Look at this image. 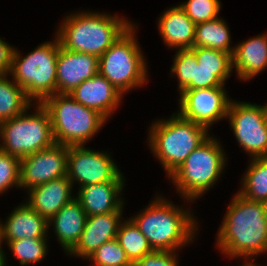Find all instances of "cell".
Instances as JSON below:
<instances>
[{"label":"cell","mask_w":267,"mask_h":266,"mask_svg":"<svg viewBox=\"0 0 267 266\" xmlns=\"http://www.w3.org/2000/svg\"><path fill=\"white\" fill-rule=\"evenodd\" d=\"M11 188L20 189V158L0 150V196Z\"/></svg>","instance_id":"1f68e13d"},{"label":"cell","mask_w":267,"mask_h":266,"mask_svg":"<svg viewBox=\"0 0 267 266\" xmlns=\"http://www.w3.org/2000/svg\"><path fill=\"white\" fill-rule=\"evenodd\" d=\"M107 149L100 151L81 146H68L67 177L79 187L108 181H126L125 173L119 169L116 161Z\"/></svg>","instance_id":"8fae6325"},{"label":"cell","mask_w":267,"mask_h":266,"mask_svg":"<svg viewBox=\"0 0 267 266\" xmlns=\"http://www.w3.org/2000/svg\"><path fill=\"white\" fill-rule=\"evenodd\" d=\"M99 58L69 51L61 46L57 55V93L70 94L83 81L98 73Z\"/></svg>","instance_id":"2e32d148"},{"label":"cell","mask_w":267,"mask_h":266,"mask_svg":"<svg viewBox=\"0 0 267 266\" xmlns=\"http://www.w3.org/2000/svg\"><path fill=\"white\" fill-rule=\"evenodd\" d=\"M248 162L237 193L248 200L267 203V157L250 158Z\"/></svg>","instance_id":"cb8c5ba5"},{"label":"cell","mask_w":267,"mask_h":266,"mask_svg":"<svg viewBox=\"0 0 267 266\" xmlns=\"http://www.w3.org/2000/svg\"><path fill=\"white\" fill-rule=\"evenodd\" d=\"M68 146L55 143L20 159V190L67 176Z\"/></svg>","instance_id":"4fadbf2b"},{"label":"cell","mask_w":267,"mask_h":266,"mask_svg":"<svg viewBox=\"0 0 267 266\" xmlns=\"http://www.w3.org/2000/svg\"><path fill=\"white\" fill-rule=\"evenodd\" d=\"M23 55L17 47L12 55L9 75L34 103L57 93V55L60 43L56 35ZM23 55V56H22Z\"/></svg>","instance_id":"52a82bcc"},{"label":"cell","mask_w":267,"mask_h":266,"mask_svg":"<svg viewBox=\"0 0 267 266\" xmlns=\"http://www.w3.org/2000/svg\"><path fill=\"white\" fill-rule=\"evenodd\" d=\"M74 186L68 177L51 180L30 188L24 193L27 203L47 220L53 217L65 204L75 198Z\"/></svg>","instance_id":"d6986e66"},{"label":"cell","mask_w":267,"mask_h":266,"mask_svg":"<svg viewBox=\"0 0 267 266\" xmlns=\"http://www.w3.org/2000/svg\"><path fill=\"white\" fill-rule=\"evenodd\" d=\"M55 143L49 113L41 103L0 123V150L20 159Z\"/></svg>","instance_id":"9c48e42d"},{"label":"cell","mask_w":267,"mask_h":266,"mask_svg":"<svg viewBox=\"0 0 267 266\" xmlns=\"http://www.w3.org/2000/svg\"><path fill=\"white\" fill-rule=\"evenodd\" d=\"M86 261L90 266H132L116 238L101 245Z\"/></svg>","instance_id":"f546056e"},{"label":"cell","mask_w":267,"mask_h":266,"mask_svg":"<svg viewBox=\"0 0 267 266\" xmlns=\"http://www.w3.org/2000/svg\"><path fill=\"white\" fill-rule=\"evenodd\" d=\"M162 194L156 192L148 205L130 218L154 251L179 252L197 240L201 226L190 206L193 202L182 199L184 206H179Z\"/></svg>","instance_id":"7a4b0ae2"},{"label":"cell","mask_w":267,"mask_h":266,"mask_svg":"<svg viewBox=\"0 0 267 266\" xmlns=\"http://www.w3.org/2000/svg\"><path fill=\"white\" fill-rule=\"evenodd\" d=\"M87 215L80 202L74 198L48 220V232L53 230L64 254H68L78 243L84 230ZM52 227V229H51Z\"/></svg>","instance_id":"44dd1931"},{"label":"cell","mask_w":267,"mask_h":266,"mask_svg":"<svg viewBox=\"0 0 267 266\" xmlns=\"http://www.w3.org/2000/svg\"><path fill=\"white\" fill-rule=\"evenodd\" d=\"M178 5L195 24L219 17L222 8L221 0H187Z\"/></svg>","instance_id":"4dcf8cb0"},{"label":"cell","mask_w":267,"mask_h":266,"mask_svg":"<svg viewBox=\"0 0 267 266\" xmlns=\"http://www.w3.org/2000/svg\"><path fill=\"white\" fill-rule=\"evenodd\" d=\"M178 254L172 251H153L133 262L132 266H180Z\"/></svg>","instance_id":"836d02e7"},{"label":"cell","mask_w":267,"mask_h":266,"mask_svg":"<svg viewBox=\"0 0 267 266\" xmlns=\"http://www.w3.org/2000/svg\"><path fill=\"white\" fill-rule=\"evenodd\" d=\"M0 248H3V241H2V234H1V227H0Z\"/></svg>","instance_id":"8d00e7d4"},{"label":"cell","mask_w":267,"mask_h":266,"mask_svg":"<svg viewBox=\"0 0 267 266\" xmlns=\"http://www.w3.org/2000/svg\"><path fill=\"white\" fill-rule=\"evenodd\" d=\"M232 196L215 247L228 259L244 260L242 265H262L256 259L267 254V203L248 200L237 191Z\"/></svg>","instance_id":"6da1fadb"},{"label":"cell","mask_w":267,"mask_h":266,"mask_svg":"<svg viewBox=\"0 0 267 266\" xmlns=\"http://www.w3.org/2000/svg\"><path fill=\"white\" fill-rule=\"evenodd\" d=\"M4 221V222H3ZM2 241L25 238L50 239L48 220L40 216L27 203H19L11 213L0 219Z\"/></svg>","instance_id":"ac0fdd59"},{"label":"cell","mask_w":267,"mask_h":266,"mask_svg":"<svg viewBox=\"0 0 267 266\" xmlns=\"http://www.w3.org/2000/svg\"><path fill=\"white\" fill-rule=\"evenodd\" d=\"M123 212L87 216L78 243L66 256L86 260L105 242L115 239L119 225L124 219Z\"/></svg>","instance_id":"9a60e30c"},{"label":"cell","mask_w":267,"mask_h":266,"mask_svg":"<svg viewBox=\"0 0 267 266\" xmlns=\"http://www.w3.org/2000/svg\"><path fill=\"white\" fill-rule=\"evenodd\" d=\"M172 57L170 76L177 79V91L192 90L193 49H177Z\"/></svg>","instance_id":"f1b7e54d"},{"label":"cell","mask_w":267,"mask_h":266,"mask_svg":"<svg viewBox=\"0 0 267 266\" xmlns=\"http://www.w3.org/2000/svg\"><path fill=\"white\" fill-rule=\"evenodd\" d=\"M69 95L85 107L97 111L107 121L124 99V95L99 73L83 81Z\"/></svg>","instance_id":"5bb4252c"},{"label":"cell","mask_w":267,"mask_h":266,"mask_svg":"<svg viewBox=\"0 0 267 266\" xmlns=\"http://www.w3.org/2000/svg\"><path fill=\"white\" fill-rule=\"evenodd\" d=\"M155 120L148 126L146 142L168 178L212 134L206 127L182 118L176 111L169 118Z\"/></svg>","instance_id":"277c9868"},{"label":"cell","mask_w":267,"mask_h":266,"mask_svg":"<svg viewBox=\"0 0 267 266\" xmlns=\"http://www.w3.org/2000/svg\"><path fill=\"white\" fill-rule=\"evenodd\" d=\"M197 62L203 68L217 69V77L224 83H228L231 74L233 76L232 54L220 50L204 47H193Z\"/></svg>","instance_id":"83f0119b"},{"label":"cell","mask_w":267,"mask_h":266,"mask_svg":"<svg viewBox=\"0 0 267 266\" xmlns=\"http://www.w3.org/2000/svg\"><path fill=\"white\" fill-rule=\"evenodd\" d=\"M157 29L168 49L193 48L196 24L179 5L170 6L159 14Z\"/></svg>","instance_id":"7402d4cb"},{"label":"cell","mask_w":267,"mask_h":266,"mask_svg":"<svg viewBox=\"0 0 267 266\" xmlns=\"http://www.w3.org/2000/svg\"><path fill=\"white\" fill-rule=\"evenodd\" d=\"M133 23L100 57L98 73L123 95L145 87L149 80V65L144 56Z\"/></svg>","instance_id":"8992f818"},{"label":"cell","mask_w":267,"mask_h":266,"mask_svg":"<svg viewBox=\"0 0 267 266\" xmlns=\"http://www.w3.org/2000/svg\"><path fill=\"white\" fill-rule=\"evenodd\" d=\"M225 86L183 90L178 97L176 112L184 119L206 127L227 119L232 98ZM230 97V98H229Z\"/></svg>","instance_id":"7c38bea8"},{"label":"cell","mask_w":267,"mask_h":266,"mask_svg":"<svg viewBox=\"0 0 267 266\" xmlns=\"http://www.w3.org/2000/svg\"><path fill=\"white\" fill-rule=\"evenodd\" d=\"M9 74L0 75V123L24 113L33 101Z\"/></svg>","instance_id":"d4e9b609"},{"label":"cell","mask_w":267,"mask_h":266,"mask_svg":"<svg viewBox=\"0 0 267 266\" xmlns=\"http://www.w3.org/2000/svg\"><path fill=\"white\" fill-rule=\"evenodd\" d=\"M219 139L210 135L167 178L180 199L200 200L223 177L228 158Z\"/></svg>","instance_id":"5b68a950"},{"label":"cell","mask_w":267,"mask_h":266,"mask_svg":"<svg viewBox=\"0 0 267 266\" xmlns=\"http://www.w3.org/2000/svg\"><path fill=\"white\" fill-rule=\"evenodd\" d=\"M232 67L237 79L249 82L267 69V32L235 44Z\"/></svg>","instance_id":"ffe728a7"},{"label":"cell","mask_w":267,"mask_h":266,"mask_svg":"<svg viewBox=\"0 0 267 266\" xmlns=\"http://www.w3.org/2000/svg\"><path fill=\"white\" fill-rule=\"evenodd\" d=\"M230 27L221 16L196 24L193 47H204L233 54Z\"/></svg>","instance_id":"603a6c76"},{"label":"cell","mask_w":267,"mask_h":266,"mask_svg":"<svg viewBox=\"0 0 267 266\" xmlns=\"http://www.w3.org/2000/svg\"><path fill=\"white\" fill-rule=\"evenodd\" d=\"M15 46L0 37V75L9 74Z\"/></svg>","instance_id":"e575fe53"},{"label":"cell","mask_w":267,"mask_h":266,"mask_svg":"<svg viewBox=\"0 0 267 266\" xmlns=\"http://www.w3.org/2000/svg\"><path fill=\"white\" fill-rule=\"evenodd\" d=\"M226 120L247 158L267 157V103L232 99Z\"/></svg>","instance_id":"30bf717a"},{"label":"cell","mask_w":267,"mask_h":266,"mask_svg":"<svg viewBox=\"0 0 267 266\" xmlns=\"http://www.w3.org/2000/svg\"><path fill=\"white\" fill-rule=\"evenodd\" d=\"M49 239L25 238L14 241H3V244L9 248L12 256L17 259L21 266L37 264L46 259L49 249Z\"/></svg>","instance_id":"4316f807"},{"label":"cell","mask_w":267,"mask_h":266,"mask_svg":"<svg viewBox=\"0 0 267 266\" xmlns=\"http://www.w3.org/2000/svg\"><path fill=\"white\" fill-rule=\"evenodd\" d=\"M41 104L48 111L55 142L66 146L90 143L107 120L97 111L75 101L69 94H54Z\"/></svg>","instance_id":"ba28073f"},{"label":"cell","mask_w":267,"mask_h":266,"mask_svg":"<svg viewBox=\"0 0 267 266\" xmlns=\"http://www.w3.org/2000/svg\"><path fill=\"white\" fill-rule=\"evenodd\" d=\"M226 86L218 77L217 69H206L198 64L193 50L192 90Z\"/></svg>","instance_id":"d6a6232c"},{"label":"cell","mask_w":267,"mask_h":266,"mask_svg":"<svg viewBox=\"0 0 267 266\" xmlns=\"http://www.w3.org/2000/svg\"><path fill=\"white\" fill-rule=\"evenodd\" d=\"M133 23L110 11L74 10L63 16L53 34L62 48L99 58Z\"/></svg>","instance_id":"3957f363"},{"label":"cell","mask_w":267,"mask_h":266,"mask_svg":"<svg viewBox=\"0 0 267 266\" xmlns=\"http://www.w3.org/2000/svg\"><path fill=\"white\" fill-rule=\"evenodd\" d=\"M240 266H249V265H240ZM250 266H267V265H250Z\"/></svg>","instance_id":"74e56055"},{"label":"cell","mask_w":267,"mask_h":266,"mask_svg":"<svg viewBox=\"0 0 267 266\" xmlns=\"http://www.w3.org/2000/svg\"><path fill=\"white\" fill-rule=\"evenodd\" d=\"M125 183L126 181H108L82 186L76 188L75 198L87 216L124 211L126 200L122 192L125 191Z\"/></svg>","instance_id":"e0dca14e"},{"label":"cell","mask_w":267,"mask_h":266,"mask_svg":"<svg viewBox=\"0 0 267 266\" xmlns=\"http://www.w3.org/2000/svg\"><path fill=\"white\" fill-rule=\"evenodd\" d=\"M4 250H5L4 248H0V266H8L9 260H7L6 258L8 252L5 253Z\"/></svg>","instance_id":"d590c367"},{"label":"cell","mask_w":267,"mask_h":266,"mask_svg":"<svg viewBox=\"0 0 267 266\" xmlns=\"http://www.w3.org/2000/svg\"><path fill=\"white\" fill-rule=\"evenodd\" d=\"M116 239L131 263L154 251L130 217L121 221Z\"/></svg>","instance_id":"484cf974"}]
</instances>
